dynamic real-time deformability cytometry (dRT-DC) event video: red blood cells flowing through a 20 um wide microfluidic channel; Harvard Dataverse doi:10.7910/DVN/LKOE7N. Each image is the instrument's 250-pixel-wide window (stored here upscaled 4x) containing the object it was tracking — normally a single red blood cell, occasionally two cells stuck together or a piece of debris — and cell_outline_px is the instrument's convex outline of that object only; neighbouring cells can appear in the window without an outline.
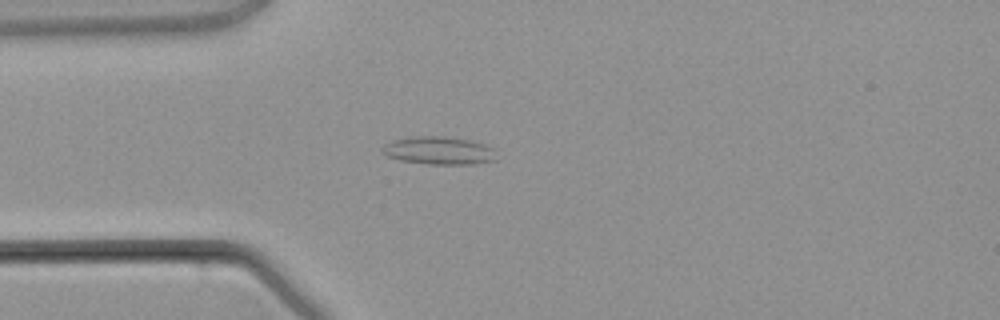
{"species": "common noctule bat (a hibernating species)", "species_latin": "Nyctalus noctula", "temperature_condition": "warm", "stored_images_in_passage": 3, "camera_frame_rate_fps": 3000, "um_per_image_px": 0.085, "animal": {"sex": "male", "body_mass_g": 21.5, "forearm_length_mm": 52.0}, "frame": {"image": 1, "passage_image": 3, "time_ms": 3.333, "image_size_px": [1000, 320], "cell_outline_px": [[496, 160], [472, 164], [428, 164], [400, 160], [388, 156], [380, 152], [384, 144], [392, 140], [412, 136], [444, 136], [468, 140], [484, 144], [492, 148]], "centroid_in_image_um": [37.25, 12.79], "position_along_channel_um": 47.8, "area_um2": 18.5}}